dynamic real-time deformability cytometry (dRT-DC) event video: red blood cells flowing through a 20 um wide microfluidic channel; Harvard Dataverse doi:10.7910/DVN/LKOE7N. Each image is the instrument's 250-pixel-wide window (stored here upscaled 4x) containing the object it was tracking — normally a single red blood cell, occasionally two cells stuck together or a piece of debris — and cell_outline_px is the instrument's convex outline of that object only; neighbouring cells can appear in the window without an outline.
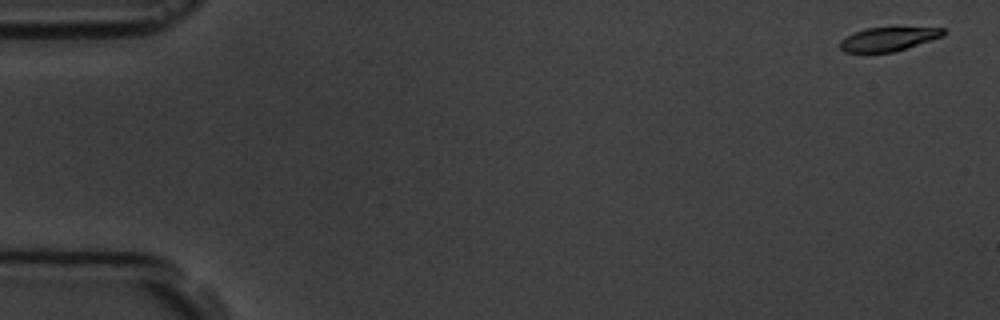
{"species": "common noctule bat (a hibernating species)", "species_latin": "Nyctalus noctula", "temperature_condition": "room temperature", "stored_images_in_passage": 5, "camera_frame_rate_fps": 3000, "um_per_image_px": 0.085, "animal": {"sex": "male", "body_mass_g": 19.5, "forearm_length_mm": 54.6}, "frame": {"image": 1, "passage_image": 1, "time_ms": 0.0, "image_size_px": [1000, 320], "cell_outline_px": [[948, 32], [944, 36], [892, 52], [844, 52], [840, 48], [840, 40], [856, 32], [868, 28], [944, 28]], "centroid_in_image_um": [75.53, 3.32], "position_along_channel_um": 9.5, "area_um2": 13.99}}